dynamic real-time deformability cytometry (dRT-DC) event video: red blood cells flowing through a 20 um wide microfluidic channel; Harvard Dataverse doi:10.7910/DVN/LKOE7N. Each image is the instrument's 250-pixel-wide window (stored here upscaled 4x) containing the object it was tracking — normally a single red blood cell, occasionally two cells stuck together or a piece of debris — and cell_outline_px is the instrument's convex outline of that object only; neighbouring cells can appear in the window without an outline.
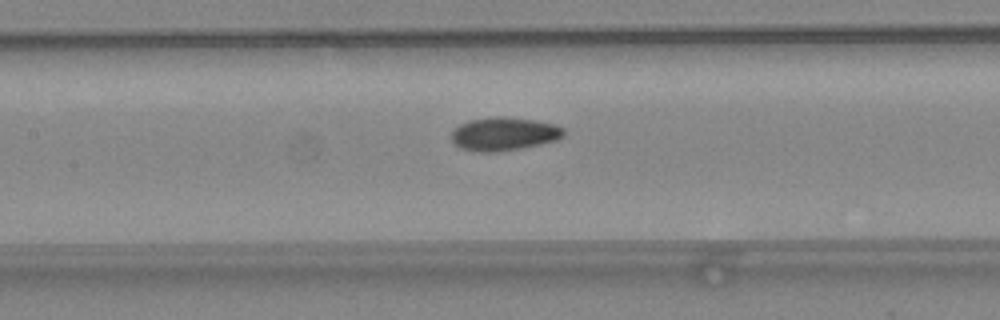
{"species": "common noctule bat (a hibernating species)", "species_latin": "Nyctalus noctula", "temperature_condition": "warm", "stored_images_in_passage": 28, "camera_frame_rate_fps": 3000, "um_per_image_px": 0.085, "animal": {"sex": "female", "body_mass_g": 24.6, "forearm_length_mm": 56.2}, "frame": {"image": 1, "passage_image": 8, "time_ms": 2.333, "image_size_px": [1000, 320], "cell_outline_px": [[564, 136], [556, 140], [540, 144], [520, 148], [496, 152], [472, 152], [460, 148], [452, 140], [452, 132], [460, 124], [468, 120], [496, 116], [532, 120], [552, 124], [564, 128]], "centroid_in_image_um": [42.81, 11.39], "position_along_channel_um": 164.6, "area_um2": 21.62}}
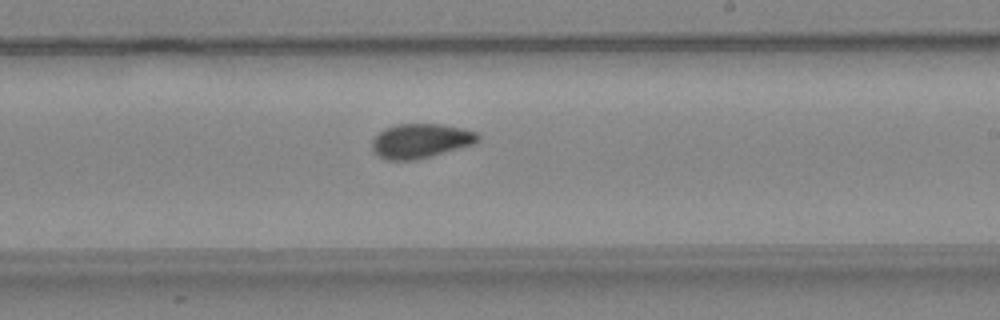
{"frame": {"image": 2, "passage_image": 14, "time_ms": 4.333, "image_size_px": [1000, 320], "cell_outline_px": [[480, 140], [476, 144], [432, 156], [416, 160], [384, 160], [376, 156], [372, 152], [372, 140], [384, 128], [396, 124], [444, 124], [476, 132], [480, 136]], "centroid_in_image_um": [35.75, 11.99], "position_along_channel_um": 253.3, "area_um2": 21.62}}
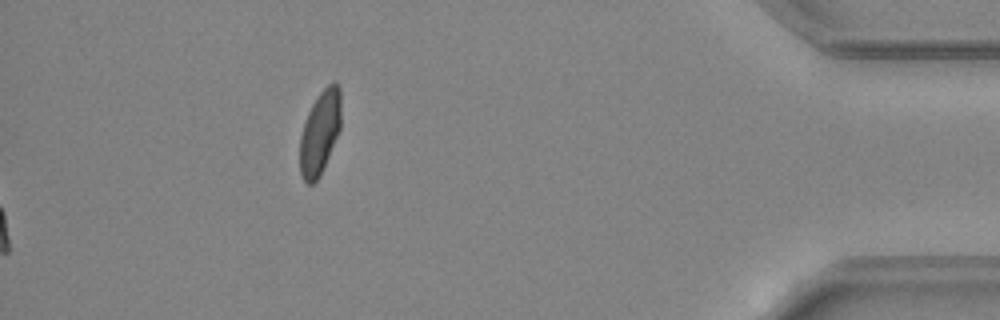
{"frame": {"image": 3, "passage_image": 28, "time_ms": 9.0, "image_size_px": [1000, 320], "cell_outline_px": [[340, 128], [320, 176], [312, 184], [308, 184], [304, 180], [300, 172], [300, 136], [308, 112], [316, 96], [328, 84], [336, 84], [340, 88]], "centroid_in_image_um": [27.18, 11.27], "position_along_channel_um": 408.0, "area_um2": 19.71}, "authors_computed_cell_mechanics": {"area_um2": 21.3282, "velocity_mm_per_s": 4.4568, "shape_relaxation_time_tau1_ms": 4.5051, "shape_relaxation_time_tau2_ms": 1.7, "deformation_change_tau1": 0.1333, "deformation_change_tau2": 0.0641}}